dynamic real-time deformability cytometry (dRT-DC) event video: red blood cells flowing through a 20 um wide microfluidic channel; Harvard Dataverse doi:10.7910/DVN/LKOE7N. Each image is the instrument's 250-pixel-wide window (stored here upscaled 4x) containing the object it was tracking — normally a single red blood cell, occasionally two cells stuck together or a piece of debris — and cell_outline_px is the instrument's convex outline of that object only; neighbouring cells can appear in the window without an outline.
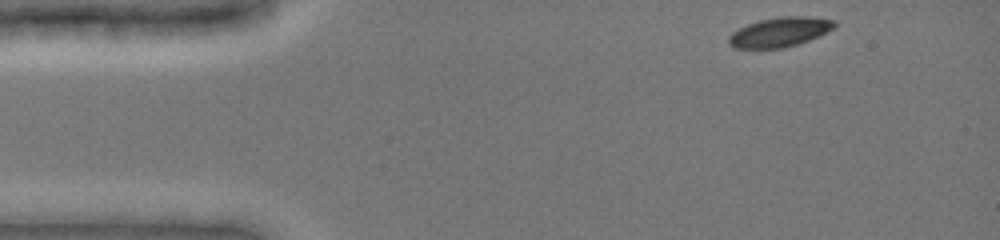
{"species": "common noctule bat (a hibernating species)", "species_latin": "Nyctalus noctula", "temperature_condition": "cold", "stored_images_in_passage": 4, "camera_frame_rate_fps": 3000, "um_per_image_px": 0.085, "animal": {"sex": "female", "body_mass_g": 19.0, "forearm_length_mm": 51.5}, "frame": {"image": 1, "passage_image": 1, "time_ms": 0.0, "image_size_px": [1000, 240], "cell_outline_px": [[836, 24], [832, 28], [820, 36], [796, 44], [780, 48], [732, 48], [728, 44], [728, 36], [732, 32], [748, 24], [760, 20], [780, 16], [804, 16], [836, 20]], "centroid_in_image_um": [66.25, 2.72], "position_along_channel_um": 18.7, "area_um2": 18.09}}